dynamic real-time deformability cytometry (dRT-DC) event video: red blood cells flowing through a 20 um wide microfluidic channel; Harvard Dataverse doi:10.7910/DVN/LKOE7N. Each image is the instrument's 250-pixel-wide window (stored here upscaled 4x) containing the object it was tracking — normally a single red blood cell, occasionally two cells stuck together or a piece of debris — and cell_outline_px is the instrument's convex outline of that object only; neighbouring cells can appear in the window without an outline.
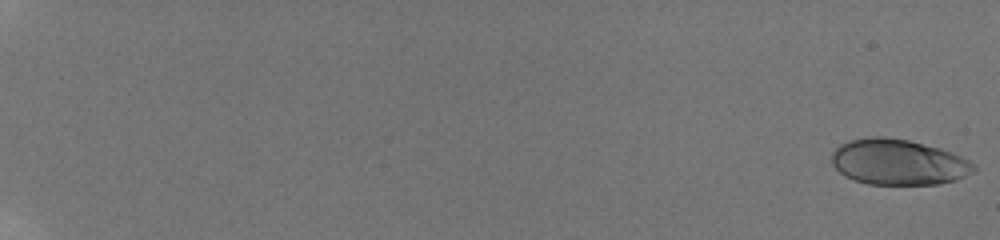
{"species": "human", "species_latin": "Homo sapiens", "temperature_condition": "room temperature", "stored_images_in_passage": 52, "camera_frame_rate_fps": 3000, "um_per_image_px": 0.085, "donor": {"sex": "male"}, "frame": {"image": 1, "passage_image": 1, "time_ms": 0.0, "image_size_px": [1000, 240], "cell_outline_px": [[976, 168], [972, 172], [956, 180], [936, 184], [868, 184], [852, 180], [844, 176], [832, 164], [832, 152], [840, 144], [848, 140], [868, 136], [880, 136], [908, 140], [940, 148], [952, 152], [976, 164]], "centroid_in_image_um": [76.33, 13.77], "position_along_channel_um": 8.7, "area_um2": 37.92}}
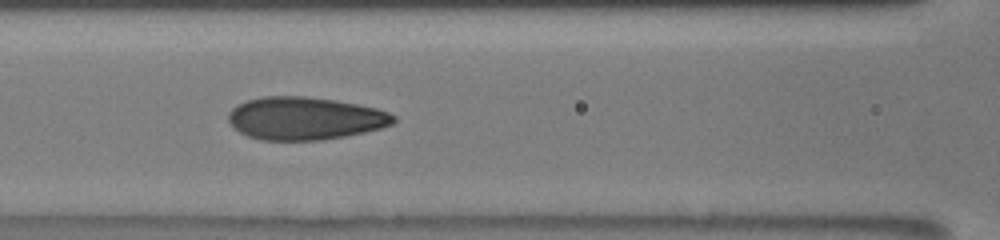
{"frame": {"image": 2, "passage_image": 30, "time_ms": 10.0, "image_size_px": [1000, 240], "cell_outline_px": [[396, 120], [392, 124], [380, 128], [364, 132], [324, 140], [260, 140], [248, 136], [240, 132], [228, 120], [228, 112], [236, 104], [260, 96], [304, 96], [332, 100], [356, 104], [376, 108], [388, 112], [396, 116]], "centroid_in_image_um": [25.9, 10.06], "position_along_channel_um": 140.7, "area_um2": 41.1}}
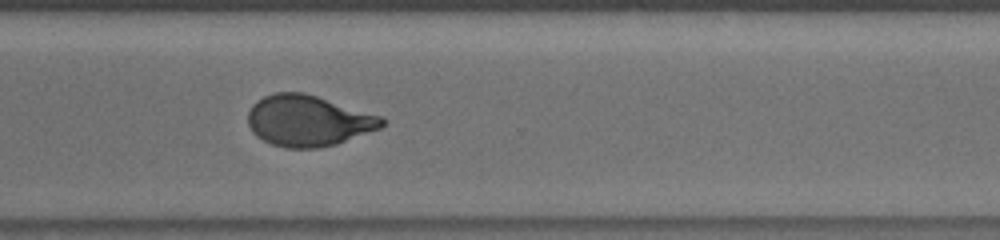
{"frame": {"image": 3, "passage_image": 51, "time_ms": 15.333, "image_size_px": [1000, 240], "cell_outline_px": [[388, 120], [380, 128], [336, 144], [316, 148], [284, 148], [272, 144], [256, 136], [252, 132], [248, 124], [248, 112], [252, 104], [256, 100], [264, 96], [276, 92], [304, 92], [384, 116]], "centroid_in_image_um": [26.21, 10.25], "position_along_channel_um": 344.4, "area_um2": 40.11}}